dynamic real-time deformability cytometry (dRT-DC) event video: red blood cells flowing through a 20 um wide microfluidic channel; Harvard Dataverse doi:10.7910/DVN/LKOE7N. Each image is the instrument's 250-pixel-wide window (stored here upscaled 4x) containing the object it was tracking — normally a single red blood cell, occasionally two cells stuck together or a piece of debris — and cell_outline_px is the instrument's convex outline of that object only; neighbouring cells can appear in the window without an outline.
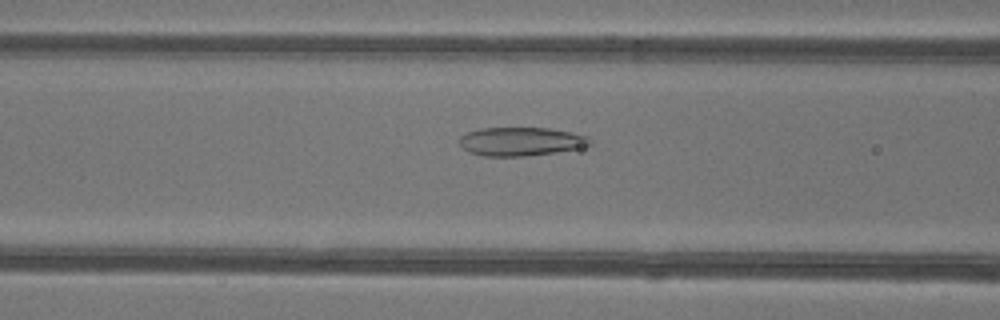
{"species": "common noctule bat (a hibernating species)", "species_latin": "Nyctalus noctula", "temperature_condition": "warm", "stored_images_in_passage": 49, "camera_frame_rate_fps": 3000, "um_per_image_px": 0.085, "animal": {"sex": "female"}, "frame": {"image": 1, "passage_image": 21, "time_ms": 6.667, "image_size_px": [1000, 320], "cell_outline_px": [[592, 144], [580, 148], [556, 152], [524, 156], [484, 156], [468, 152], [456, 140], [460, 136], [468, 132], [480, 128], [548, 128], [572, 132], [588, 136], [592, 140]], "centroid_in_image_um": [44.28, 12.02], "position_along_channel_um": 122.3, "area_um2": 21.91}}
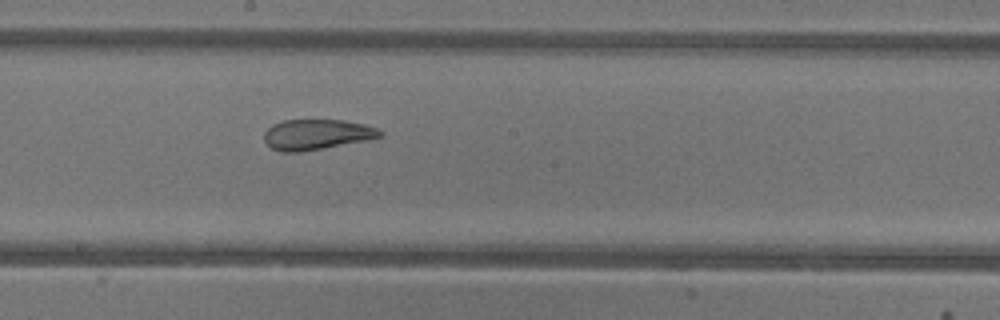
{"frame": {"image": 2, "passage_image": 28, "time_ms": 9.0, "image_size_px": [1000, 320], "cell_outline_px": [[384, 136], [364, 140], [300, 152], [280, 152], [272, 148], [264, 140], [264, 132], [272, 124], [284, 120], [344, 120], [364, 124], [376, 128], [384, 132]], "centroid_in_image_um": [26.9, 11.42], "position_along_channel_um": 221.3, "area_um2": 20.35}}
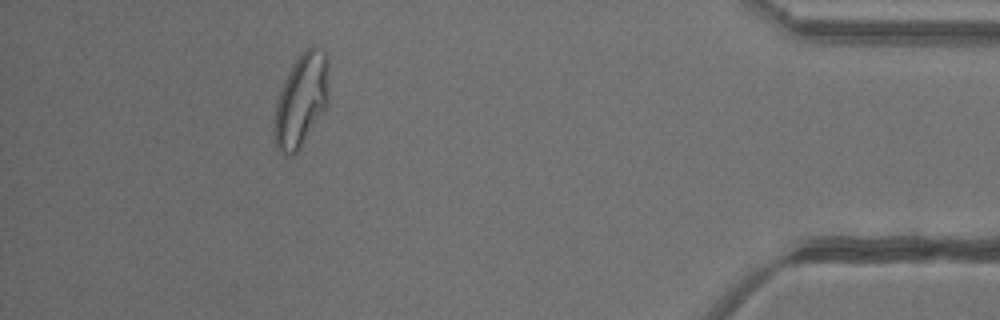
{"frame": {"image": 3, "passage_image": 45, "time_ms": 14.667, "image_size_px": [1000, 320], "cell_outline_px": [[328, 104], [300, 148], [292, 156], [284, 156], [276, 148], [272, 128], [276, 104], [280, 88], [292, 64], [312, 44], [324, 52], [328, 56]], "centroid_in_image_um": [25.58, 8.55], "position_along_channel_um": 409.6, "area_um2": 29.82}, "authors_computed_cell_mechanics": {"area_um2": 26.8192, "velocity_mm_per_s": 4.2427, "shape_relaxation_time_tau1_ms": null, "shape_relaxation_time_tau2_ms": 1.2772, "deformation_change_tau1": null, "deformation_change_tau2": 0.0812}}